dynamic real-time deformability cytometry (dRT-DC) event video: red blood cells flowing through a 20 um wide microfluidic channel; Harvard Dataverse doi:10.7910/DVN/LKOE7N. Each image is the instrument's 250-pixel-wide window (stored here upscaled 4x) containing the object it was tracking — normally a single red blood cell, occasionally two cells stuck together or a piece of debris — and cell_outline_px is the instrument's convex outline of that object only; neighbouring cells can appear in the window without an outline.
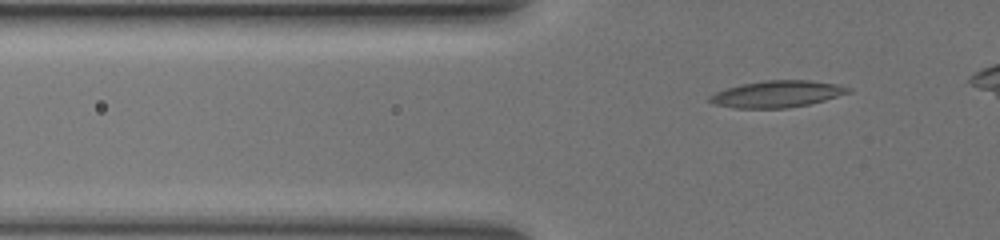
{"species": "common noctule bat (a hibernating species)", "species_latin": "Nyctalus noctula", "temperature_condition": "warm", "stored_images_in_passage": 40, "camera_frame_rate_fps": 3000, "um_per_image_px": 0.085, "animal": {"sex": "female", "body_mass_g": 19.5, "forearm_length_mm": 54.1}, "frame": {"image": 1, "passage_image": 8, "time_ms": 2.333, "image_size_px": [1000, 240], "cell_outline_px": [[852, 92], [824, 100], [808, 104], [788, 108], [736, 108], [712, 104], [708, 100], [708, 96], [716, 92], [740, 84], [764, 80], [808, 80], [836, 84], [852, 88]], "centroid_in_image_um": [66.04, 7.99], "position_along_channel_um": 59.8, "area_um2": 21.56}}
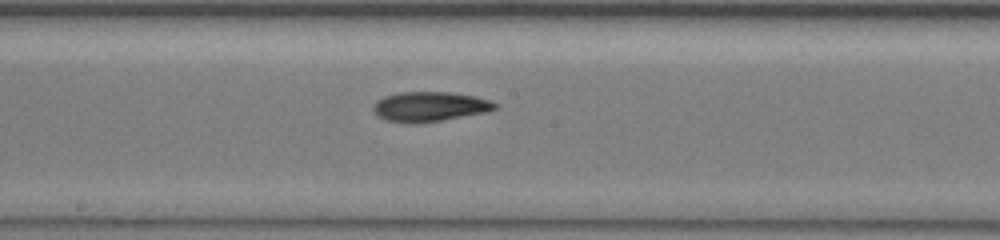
{"frame": {"image": 2, "passage_image": 21, "time_ms": 6.667, "image_size_px": [1000, 240], "cell_outline_px": [[500, 104], [496, 108], [488, 112], [416, 124], [412, 124], [384, 120], [376, 116], [372, 108], [376, 100], [384, 96], [400, 92], [448, 92], [472, 96], [488, 100]], "centroid_in_image_um": [36.47, 9.07], "position_along_channel_um": 211.7, "area_um2": 21.21}}
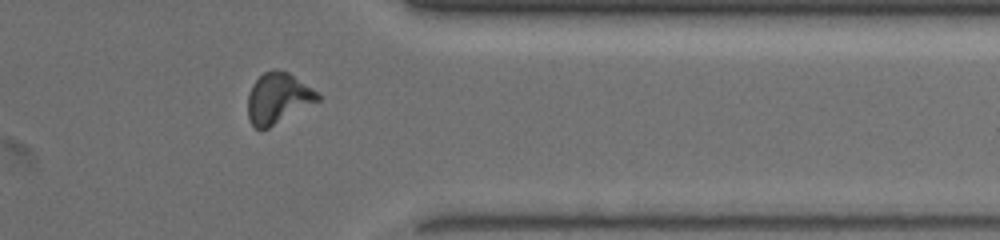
{"frame": {"image": 3, "passage_image": 35, "time_ms": 11.333, "image_size_px": [1000, 240], "cell_outline_px": [[320, 100], [268, 128], [260, 132], [248, 120], [248, 96], [252, 84], [264, 72], [276, 68], [288, 72], [312, 88], [320, 96]], "centroid_in_image_um": [23.6, 8.36], "position_along_channel_um": 387.8, "area_um2": 20.58}}